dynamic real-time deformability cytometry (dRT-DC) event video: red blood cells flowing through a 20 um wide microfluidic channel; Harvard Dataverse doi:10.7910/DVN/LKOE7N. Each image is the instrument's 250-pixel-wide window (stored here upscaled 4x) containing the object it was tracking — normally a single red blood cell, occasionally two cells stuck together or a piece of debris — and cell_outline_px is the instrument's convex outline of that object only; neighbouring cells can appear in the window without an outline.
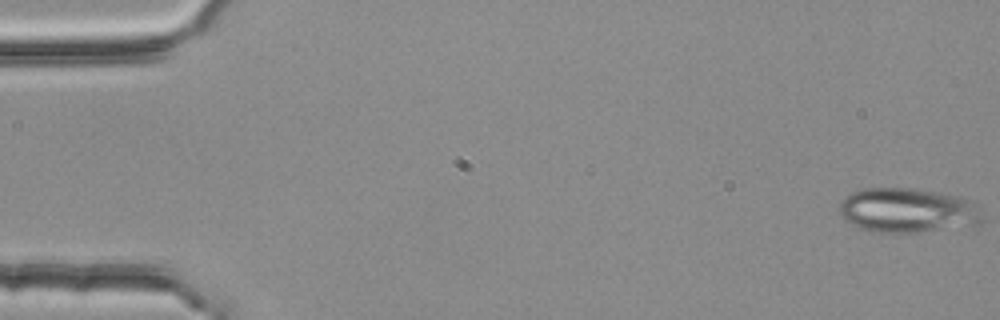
{"species": "common noctule bat (a hibernating species)", "species_latin": "Nyctalus noctula", "temperature_condition": "room temperature", "stored_images_in_passage": 3, "camera_frame_rate_fps": 3000, "um_per_image_px": 0.085, "animal": {"sex": "female", "body_mass_g": 25.1}, "frame": {"image": 1, "passage_image": 1, "time_ms": 0.0, "image_size_px": [1000, 320], "cell_outline_px": [[984, 220], [980, 224], [916, 232], [872, 232], [860, 228], [844, 220], [840, 212], [840, 200], [844, 196], [852, 192], [864, 188], [912, 188], [936, 192], [956, 196], [980, 204]], "centroid_in_image_um": [77.15, 17.88], "position_along_channel_um": 7.8, "area_um2": 37.28}}